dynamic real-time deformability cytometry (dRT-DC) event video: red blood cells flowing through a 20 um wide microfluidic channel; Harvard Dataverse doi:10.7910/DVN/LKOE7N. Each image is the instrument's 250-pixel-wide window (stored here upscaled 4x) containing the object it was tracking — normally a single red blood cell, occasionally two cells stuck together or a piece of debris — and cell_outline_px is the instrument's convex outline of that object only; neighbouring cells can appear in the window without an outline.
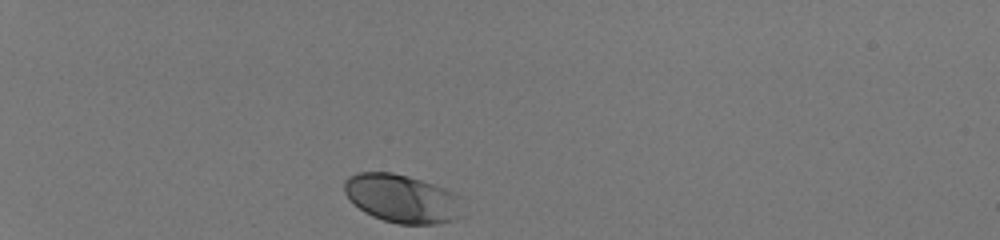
{"species": "human", "species_latin": "Homo sapiens", "temperature_condition": "room temperature", "stored_images_in_passage": 32, "camera_frame_rate_fps": 3000, "um_per_image_px": 0.085, "donor": {"sex": "male"}, "frame": {"image": 1, "passage_image": 1, "time_ms": 0.0, "image_size_px": [1000, 240], "cell_outline_px": [[460, 196], [456, 220], [436, 224], [396, 224], [372, 216], [364, 212], [344, 192], [344, 180], [348, 176], [360, 172], [392, 172], [408, 176], [456, 192]], "centroid_in_image_um": [34.14, 16.87], "position_along_channel_um": 50.9, "area_um2": 33.0}}
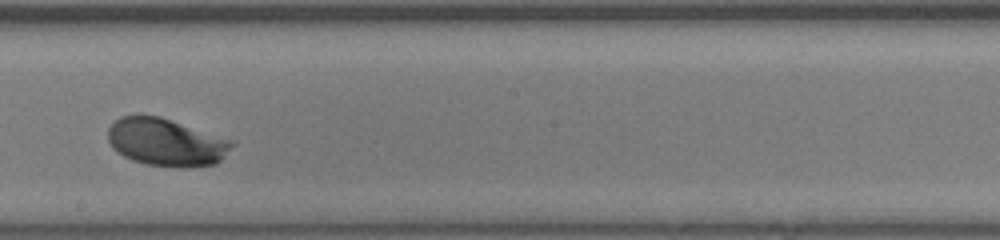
{"frame": {"image": 2, "passage_image": 19, "time_ms": 6.0, "image_size_px": [1000, 240], "cell_outline_px": [[236, 144], [216, 164], [148, 164], [132, 160], [124, 156], [108, 140], [108, 128], [120, 116], [160, 116], [236, 140]], "centroid_in_image_um": [14.17, 12.03], "position_along_channel_um": 234.0, "area_um2": 33.41}}
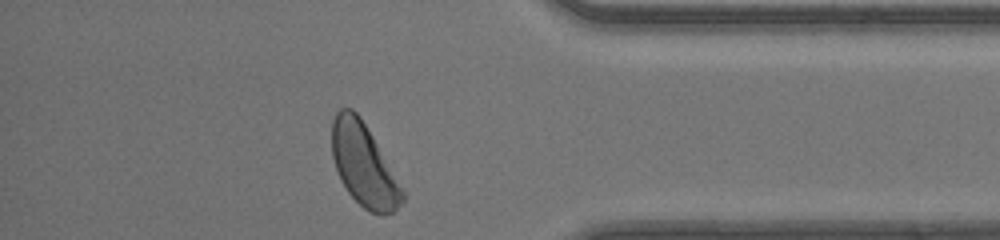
{"frame": {"image": 3, "passage_image": 32, "time_ms": 10.333, "image_size_px": [1000, 240], "cell_outline_px": [[404, 200], [392, 212], [384, 216], [380, 216], [364, 208], [348, 192], [340, 180], [332, 156], [332, 120], [336, 112], [340, 108], [352, 108], [360, 116], [372, 136], [404, 192]], "centroid_in_image_um": [30.89, 14.02], "position_along_channel_um": 404.3, "area_um2": 33.35}, "authors_computed_cell_mechanics": {"area_um2": 33.1772, "velocity_mm_per_s": 4.1485, "shape_relaxation_time_tau1_ms": 1.1045, "shape_relaxation_time_tau2_ms": null, "deformation_change_tau1": 0.1152, "deformation_change_tau2": null}}